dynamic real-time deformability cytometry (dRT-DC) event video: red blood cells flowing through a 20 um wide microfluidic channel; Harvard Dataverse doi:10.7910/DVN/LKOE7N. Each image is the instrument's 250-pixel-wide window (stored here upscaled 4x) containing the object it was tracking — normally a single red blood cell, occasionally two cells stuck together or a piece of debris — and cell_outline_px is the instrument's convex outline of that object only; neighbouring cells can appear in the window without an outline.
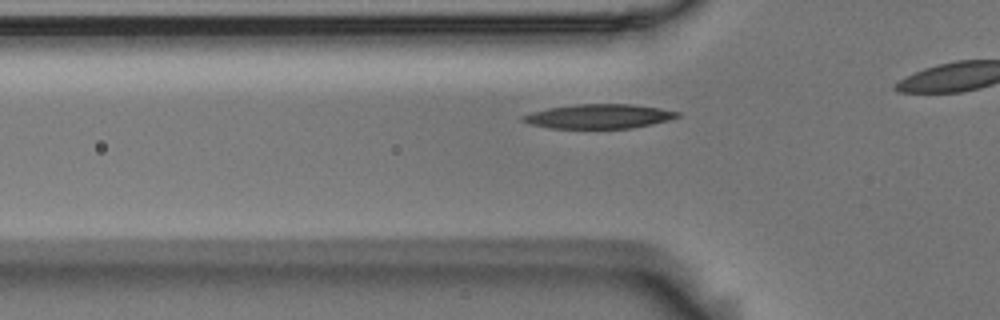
{"species": "Egyptian fruit bat (a non-hibernating species)", "species_latin": "Rousettus aegyptiacus", "temperature_condition": "room temperature", "stored_images_in_passage": 35, "camera_frame_rate_fps": 3000, "um_per_image_px": 0.085, "animal": {"sex": "male"}, "frame": {"image": 1, "passage_image": 8, "time_ms": 2.333, "image_size_px": [1000, 320], "cell_outline_px": [[680, 116], [668, 120], [652, 124], [632, 128], [548, 128], [528, 124], [520, 120], [520, 116], [532, 112], [548, 108], [576, 104], [632, 104], [660, 108], [680, 112]], "centroid_in_image_um": [50.87, 9.89], "position_along_channel_um": 74.9, "area_um2": 22.02}}
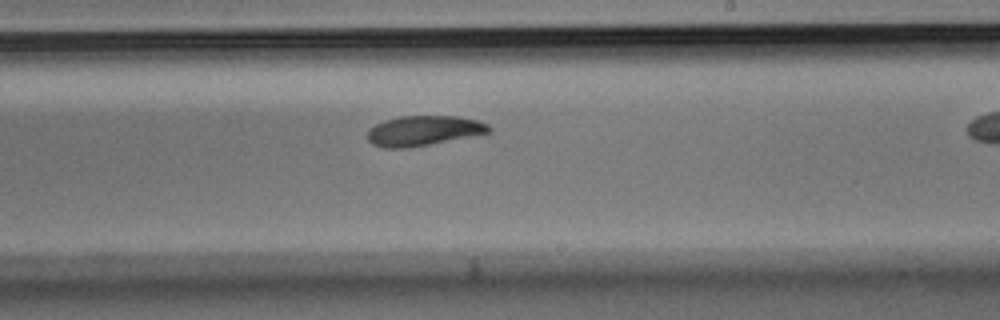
{"frame": {"image": 2, "passage_image": 23, "time_ms": 7.333, "image_size_px": [1000, 320], "cell_outline_px": [[492, 132], [408, 148], [384, 148], [372, 144], [368, 140], [368, 128], [384, 120], [400, 116], [456, 116], [476, 120], [488, 124], [492, 128]], "centroid_in_image_um": [35.99, 11.11], "position_along_channel_um": 253.0, "area_um2": 21.21}}
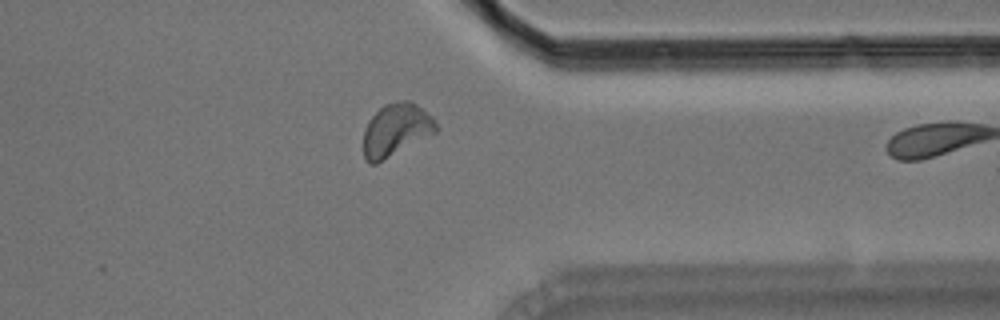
{"frame": {"image": 3, "passage_image": 34, "time_ms": 11.0, "image_size_px": [1000, 320], "cell_outline_px": [[440, 128], [436, 132], [376, 164], [372, 164], [364, 160], [364, 128], [368, 120], [384, 104], [400, 100], [408, 100], [416, 104], [432, 116], [436, 120]], "centroid_in_image_um": [33.67, 11.03], "position_along_channel_um": 377.7, "area_um2": 22.31}}